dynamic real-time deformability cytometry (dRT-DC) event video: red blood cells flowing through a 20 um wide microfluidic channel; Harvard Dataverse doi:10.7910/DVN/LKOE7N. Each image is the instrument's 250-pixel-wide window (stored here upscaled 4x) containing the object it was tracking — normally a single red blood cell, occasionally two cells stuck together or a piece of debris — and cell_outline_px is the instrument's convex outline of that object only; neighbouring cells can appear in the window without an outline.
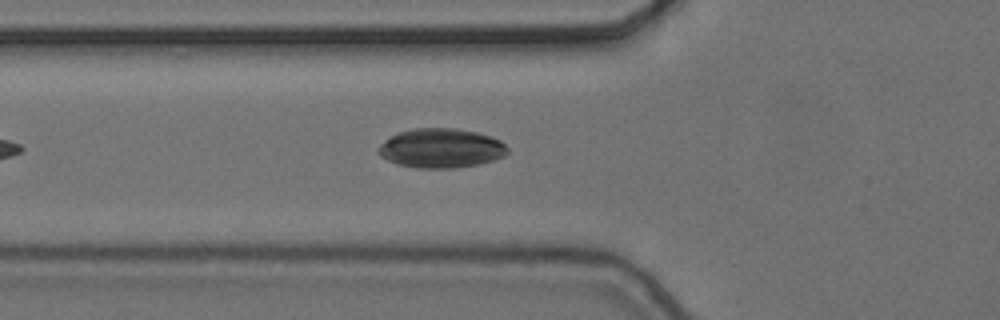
{"species": "common noctule bat (a hibernating species)", "species_latin": "Nyctalus noctula", "temperature_condition": "cold", "stored_images_in_passage": 5, "camera_frame_rate_fps": 3000, "um_per_image_px": 0.085, "animal": {"sex": "female", "body_mass_g": 24.6, "forearm_length_mm": 56.2}, "frame": {"image": 1, "passage_image": 5, "time_ms": 1.333, "image_size_px": [1000, 320], "cell_outline_px": [[508, 152], [504, 156], [480, 164], [456, 168], [416, 168], [396, 164], [380, 156], [376, 152], [376, 148], [384, 140], [400, 132], [412, 128], [456, 128], [476, 132], [492, 136], [500, 140], [508, 148]], "centroid_in_image_um": [37.47, 12.6], "position_along_channel_um": 88.3, "area_um2": 29.88}}